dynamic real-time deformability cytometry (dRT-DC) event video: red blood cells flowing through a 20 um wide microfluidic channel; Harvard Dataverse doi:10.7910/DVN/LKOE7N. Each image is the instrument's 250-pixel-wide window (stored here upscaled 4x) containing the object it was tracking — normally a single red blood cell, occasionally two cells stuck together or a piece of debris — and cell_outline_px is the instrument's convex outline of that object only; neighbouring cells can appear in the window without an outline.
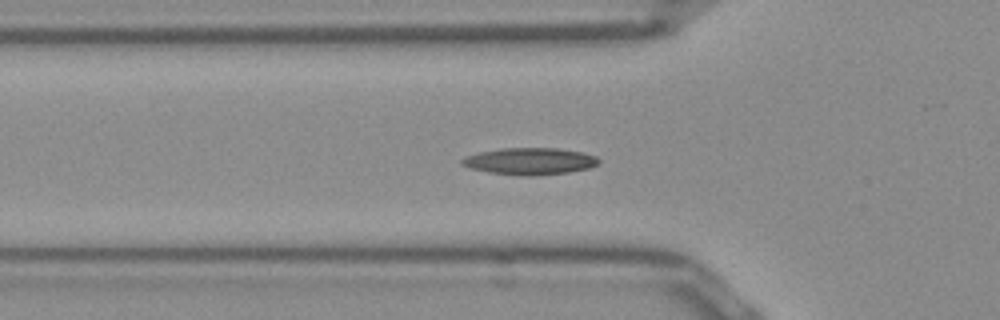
{"species": "Egyptian fruit bat (a non-hibernating species)", "species_latin": "Rousettus aegyptiacus", "temperature_condition": "room temperature", "stored_images_in_passage": 52, "camera_frame_rate_fps": 3000, "um_per_image_px": 0.085, "frame": {"image": 1, "passage_image": 16, "time_ms": 5.0, "image_size_px": [1000, 320], "cell_outline_px": [[600, 164], [588, 168], [568, 172], [528, 176], [524, 176], [488, 172], [468, 168], [460, 164], [460, 160], [464, 156], [480, 152], [500, 148], [556, 148], [580, 152], [596, 156], [600, 160]], "centroid_in_image_um": [44.99, 13.7], "position_along_channel_um": 80.8, "area_um2": 21.44}}
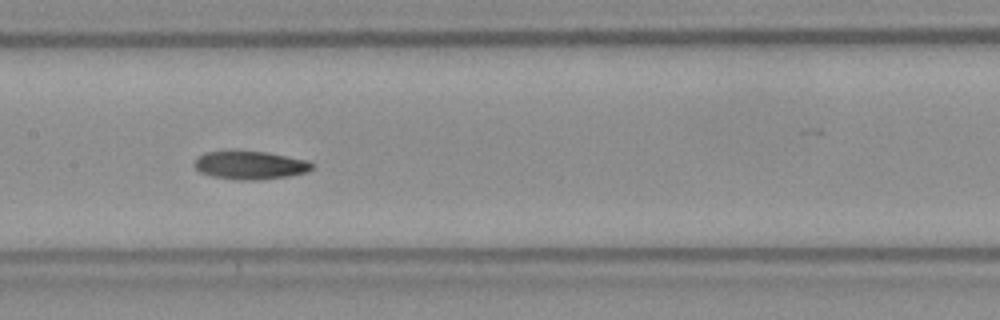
{"frame": {"image": 2, "passage_image": 24, "time_ms": 7.667, "image_size_px": [1000, 320], "cell_outline_px": [[312, 168], [308, 172], [288, 176], [260, 180], [236, 180], [212, 176], [200, 172], [192, 164], [196, 156], [204, 152], [264, 152], [304, 160], [312, 164]], "centroid_in_image_um": [21.19, 14.06], "position_along_channel_um": 186.2, "area_um2": 19.07}}
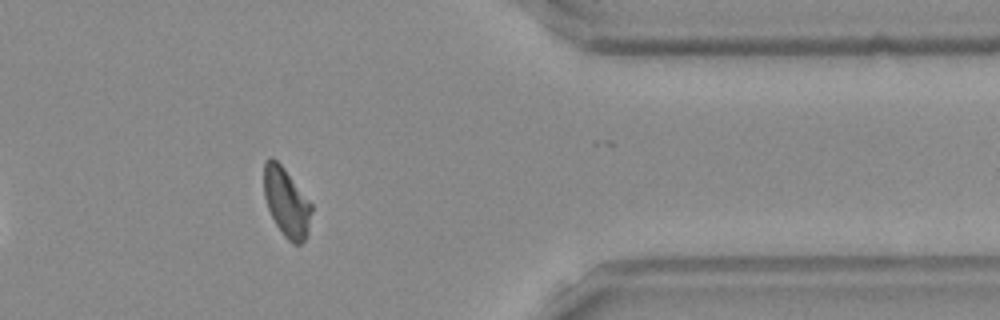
{"frame": {"image": 3, "passage_image": 41, "time_ms": 13.333, "image_size_px": [1000, 320], "cell_outline_px": [[312, 212], [308, 236], [300, 244], [292, 244], [284, 236], [276, 224], [268, 208], [264, 196], [264, 164], [268, 156], [272, 156], [284, 168], [312, 204]], "centroid_in_image_um": [24.36, 17.21], "position_along_channel_um": 387.0, "area_um2": 19.13}, "authors_computed_cell_mechanics": {"area_um2": 19.1029, "velocity_mm_per_s": 3.9137, "shape_relaxation_time_tau1_ms": null, "shape_relaxation_time_tau2_ms": 8.329, "deformation_change_tau1": null, "deformation_change_tau2": 0.1684}}